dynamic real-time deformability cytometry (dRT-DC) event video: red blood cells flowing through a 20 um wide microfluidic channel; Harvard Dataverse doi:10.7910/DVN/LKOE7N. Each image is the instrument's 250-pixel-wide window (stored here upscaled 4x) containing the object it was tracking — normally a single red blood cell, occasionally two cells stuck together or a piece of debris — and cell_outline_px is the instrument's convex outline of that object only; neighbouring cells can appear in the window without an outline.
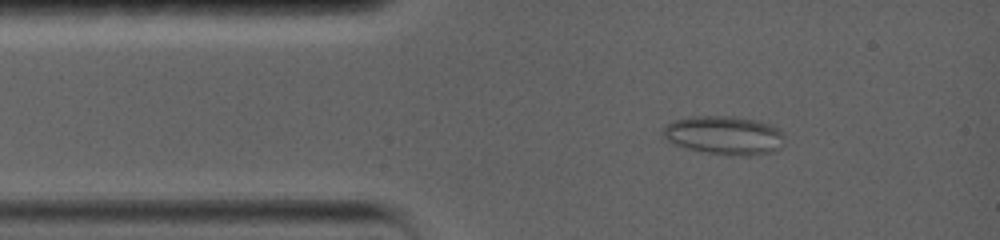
{"species": "common noctule bat (a hibernating species)", "species_latin": "Nyctalus noctula", "temperature_condition": "warm", "stored_images_in_passage": 72, "camera_frame_rate_fps": 5000, "um_per_image_px": 0.085, "animal": {"sex": "female", "body_mass_g": 19.0, "forearm_length_mm": 56.7}, "frame": {"image": 1, "passage_image": 10, "time_ms": 2.0, "image_size_px": [1000, 240], "cell_outline_px": [[784, 136], [780, 148], [772, 152], [748, 156], [732, 156], [708, 152], [688, 148], [676, 144], [668, 140], [664, 136], [664, 124], [672, 120], [692, 116], [736, 116], [756, 120], [768, 124], [776, 128]], "centroid_in_image_um": [61.56, 11.49], "position_along_channel_um": 23.4, "area_um2": 27.22}}
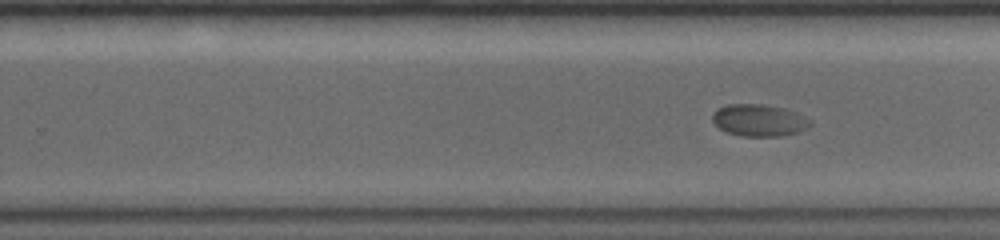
{"frame": {"image": 2, "passage_image": 39, "time_ms": 9.8, "image_size_px": [1000, 240], "cell_outline_px": [[812, 124], [808, 128], [796, 132], [780, 136], [740, 136], [724, 132], [712, 120], [712, 112], [728, 104], [760, 104], [784, 108], [812, 120]], "centroid_in_image_um": [64.5, 10.23], "position_along_channel_um": 265.3, "area_um2": 18.15}}
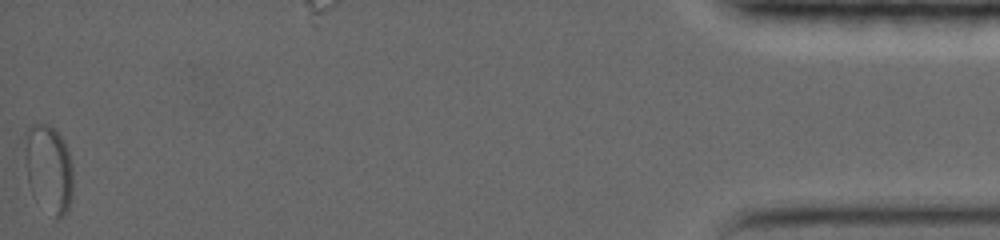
{"frame": {"image": 3, "passage_image": 72, "time_ms": 18.6, "image_size_px": [1000, 240], "cell_outline_px": [[72, 196], [68, 208], [64, 216], [56, 220], [28, 180], [24, 156], [24, 132], [32, 124], [48, 124], [64, 140], [72, 164]], "centroid_in_image_um": [4.15, 14.25], "position_along_channel_um": 431.0, "area_um2": 24.1}}